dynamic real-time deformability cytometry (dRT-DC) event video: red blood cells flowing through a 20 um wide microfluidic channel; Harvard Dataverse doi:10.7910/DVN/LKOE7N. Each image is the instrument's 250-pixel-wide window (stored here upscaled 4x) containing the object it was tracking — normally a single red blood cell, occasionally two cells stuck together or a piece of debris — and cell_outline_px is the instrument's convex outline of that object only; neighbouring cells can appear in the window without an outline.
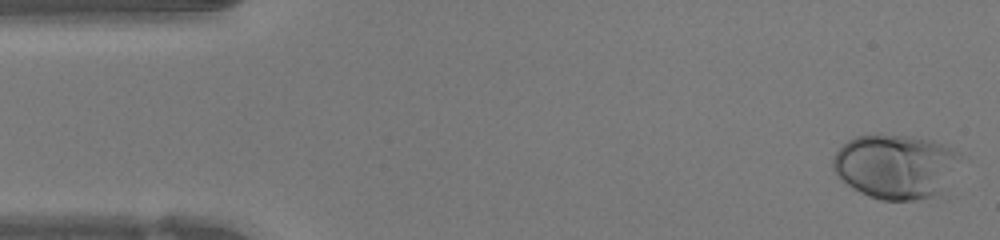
{"species": "human", "species_latin": "Homo sapiens", "temperature_condition": "warm", "stored_images_in_passage": 47, "camera_frame_rate_fps": 3000, "um_per_image_px": 0.085, "donor": {"sex": "female"}, "frame": {"image": 1, "passage_image": 1, "time_ms": 0.0, "image_size_px": [1000, 240], "cell_outline_px": [[960, 156], [940, 188], [932, 196], [916, 200], [880, 200], [868, 196], [852, 188], [832, 168], [832, 156], [848, 140], [856, 136], [880, 132], [912, 136], [932, 140], [956, 148], [960, 152]], "centroid_in_image_um": [76.04, 14.08], "position_along_channel_um": 9.0, "area_um2": 47.4}}
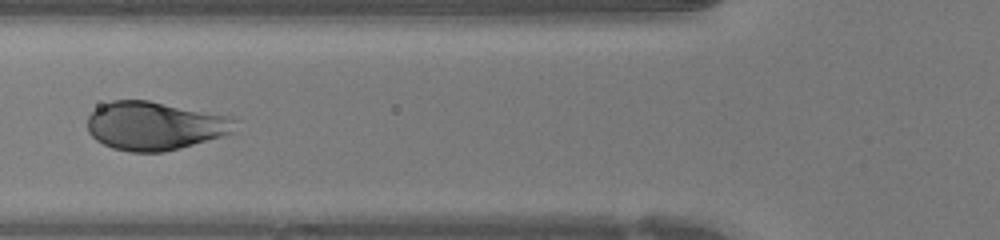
{"frame": {"image": 2, "passage_image": 17, "time_ms": 5.333, "image_size_px": [1000, 240], "cell_outline_px": [[240, 120], [232, 132], [220, 136], [164, 152], [128, 152], [112, 148], [96, 140], [88, 132], [88, 116], [96, 108], [112, 100], [148, 100], [232, 116]], "centroid_in_image_um": [13.16, 10.68], "position_along_channel_um": 112.6, "area_um2": 41.67}}
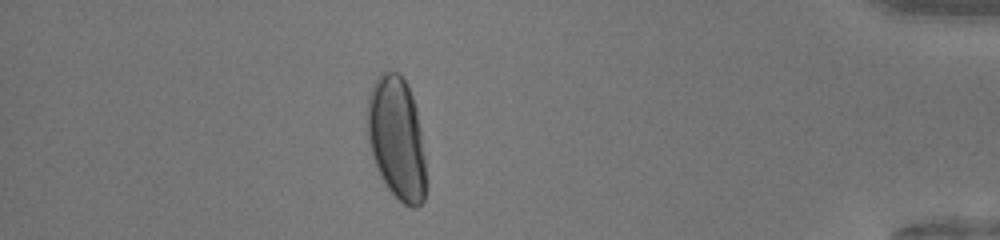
{"frame": {"image": 3, "passage_image": 41, "time_ms": 13.333, "image_size_px": [1000, 240], "cell_outline_px": [[428, 184], [424, 200], [416, 208], [412, 208], [404, 204], [388, 188], [380, 176], [372, 156], [368, 140], [368, 92], [376, 76], [380, 72], [396, 72], [408, 84], [416, 108], [420, 128], [428, 180]], "centroid_in_image_um": [33.74, 11.78], "position_along_channel_um": 401.5, "area_um2": 42.37}, "authors_computed_cell_mechanics": {"area_um2": 42.4252, "velocity_mm_per_s": 4.2429, "shape_relaxation_time_tau1_ms": 2.3708, "shape_relaxation_time_tau2_ms": null, "deformation_change_tau1": 0.1906, "deformation_change_tau2": null}}